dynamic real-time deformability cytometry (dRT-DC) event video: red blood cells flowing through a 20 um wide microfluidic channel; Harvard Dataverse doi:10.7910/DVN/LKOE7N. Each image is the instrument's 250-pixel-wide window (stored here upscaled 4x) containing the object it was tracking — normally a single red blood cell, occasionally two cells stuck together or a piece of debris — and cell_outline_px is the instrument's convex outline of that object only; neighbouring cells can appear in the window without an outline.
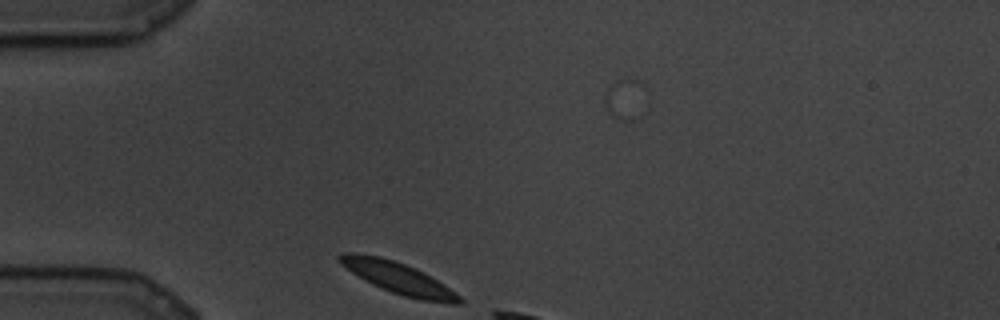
{"species": "common noctule bat (a hibernating species)", "species_latin": "Nyctalus noctula", "temperature_condition": "cold", "stored_images_in_passage": 11, "camera_frame_rate_fps": 3000, "um_per_image_px": 0.085, "animal": {"sex": "male", "body_mass_g": 19.5, "forearm_length_mm": 54.6}, "frame": {"image": 1, "passage_image": 1, "time_ms": 0.0, "image_size_px": [1000, 320], "cell_outline_px": [[464, 304], [452, 304], [420, 300], [404, 296], [380, 288], [364, 280], [340, 264], [336, 260], [336, 256], [340, 252], [356, 252], [380, 256], [396, 260], [416, 268], [424, 272], [444, 284], [456, 292], [464, 300]], "centroid_in_image_um": [33.84, 23.61], "position_along_channel_um": 51.2, "area_um2": 22.48}}